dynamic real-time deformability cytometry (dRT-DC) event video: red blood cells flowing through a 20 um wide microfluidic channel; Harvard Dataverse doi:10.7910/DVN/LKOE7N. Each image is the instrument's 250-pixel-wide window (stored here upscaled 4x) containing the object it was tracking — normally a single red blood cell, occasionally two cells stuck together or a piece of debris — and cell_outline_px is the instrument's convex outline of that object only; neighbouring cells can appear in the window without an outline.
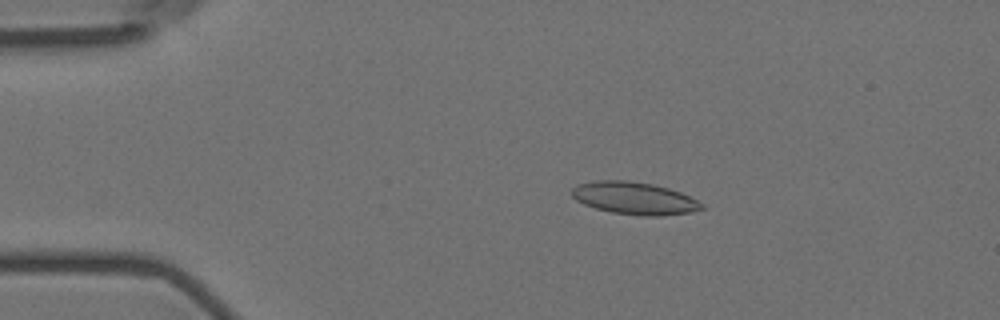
{"species": "Egyptian fruit bat (a non-hibernating species)", "species_latin": "Rousettus aegyptiacus", "temperature_condition": "room temperature", "stored_images_in_passage": 54, "camera_frame_rate_fps": 3000, "um_per_image_px": 0.085, "animal": {"sex": "female"}, "frame": {"image": 1, "passage_image": 8, "time_ms": 2.333, "image_size_px": [1000, 320], "cell_outline_px": [[704, 208], [692, 212], [660, 216], [644, 216], [612, 212], [596, 208], [584, 204], [576, 200], [568, 192], [576, 184], [592, 180], [628, 180], [652, 184], [668, 188], [680, 192], [704, 204]], "centroid_in_image_um": [53.87, 16.84], "position_along_channel_um": 31.1, "area_um2": 24.68}}
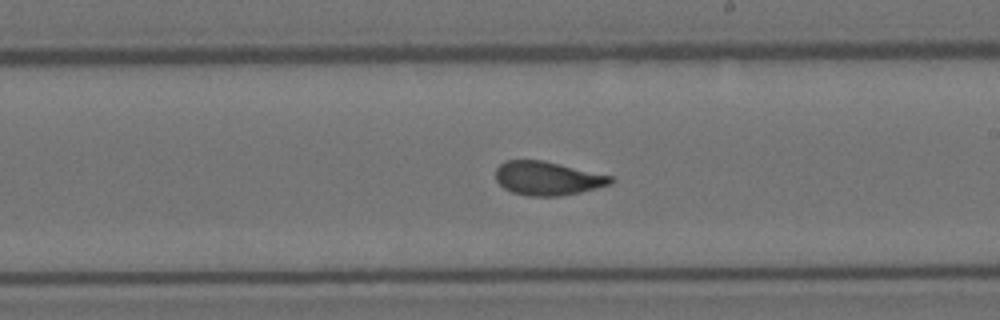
{"frame": {"image": 2, "passage_image": 30, "time_ms": 9.667, "image_size_px": [1000, 320], "cell_outline_px": [[616, 180], [612, 184], [580, 192], [560, 196], [528, 196], [512, 192], [504, 188], [496, 180], [496, 168], [500, 164], [508, 160], [544, 160], [612, 176]], "centroid_in_image_um": [46.56, 15.16], "position_along_channel_um": 242.4, "area_um2": 22.66}}
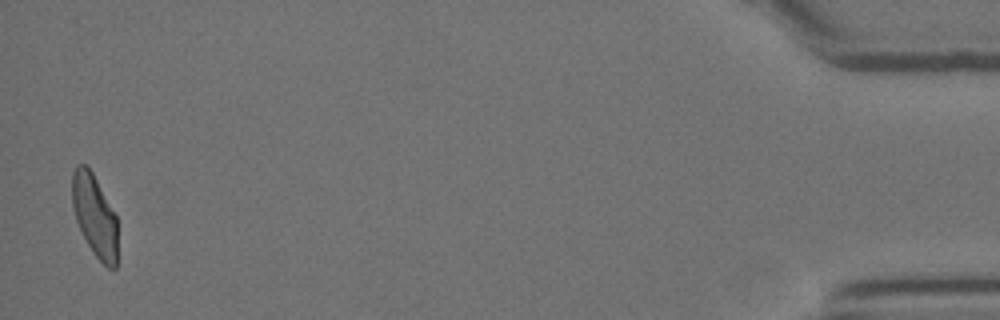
{"frame": {"image": 3, "passage_image": 53, "time_ms": 17.333, "image_size_px": [1000, 320], "cell_outline_px": [[116, 268], [108, 268], [92, 252], [76, 220], [72, 204], [72, 172], [76, 164], [88, 164], [116, 216]], "centroid_in_image_um": [8.02, 18.27], "position_along_channel_um": 427.2, "area_um2": 21.44}, "authors_computed_cell_mechanics": {"area_um2": 23.1489, "velocity_mm_per_s": 3.5788, "shape_relaxation_time_tau1_ms": 7.6186, "shape_relaxation_time_tau2_ms": 1.066, "deformation_change_tau1": 0.1907, "deformation_change_tau2": 0.0763}}